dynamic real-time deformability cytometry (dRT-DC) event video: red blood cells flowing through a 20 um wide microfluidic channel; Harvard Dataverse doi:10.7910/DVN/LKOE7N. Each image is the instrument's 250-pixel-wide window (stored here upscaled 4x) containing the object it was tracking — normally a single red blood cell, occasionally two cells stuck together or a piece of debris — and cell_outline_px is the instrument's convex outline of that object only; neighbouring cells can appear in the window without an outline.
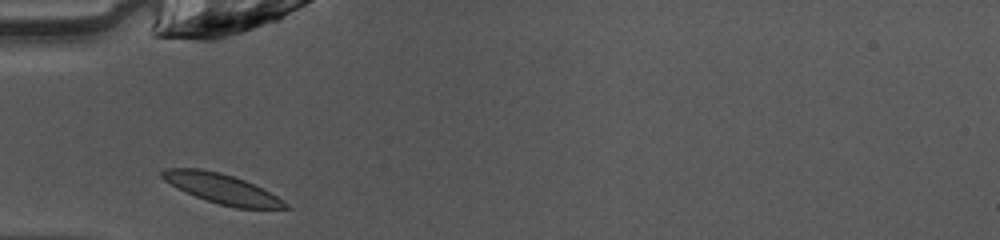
{"species": "common noctule bat (a hibernating species)", "species_latin": "Nyctalus noctula", "temperature_condition": "warm", "stored_images_in_passage": 26, "camera_frame_rate_fps": 3000, "um_per_image_px": 0.085, "animal": {"sex": "female", "body_mass_g": 10.0, "forearm_length_mm": 53.1}, "frame": {"image": 1, "passage_image": 1, "time_ms": 0.0, "image_size_px": [1000, 240], "cell_outline_px": [[292, 208], [236, 208], [220, 204], [196, 196], [164, 180], [160, 176], [160, 172], [164, 168], [200, 168], [220, 172], [244, 180], [276, 196], [288, 204]], "centroid_in_image_um": [18.84, 16.02], "position_along_channel_um": 66.2, "area_um2": 20.81}}
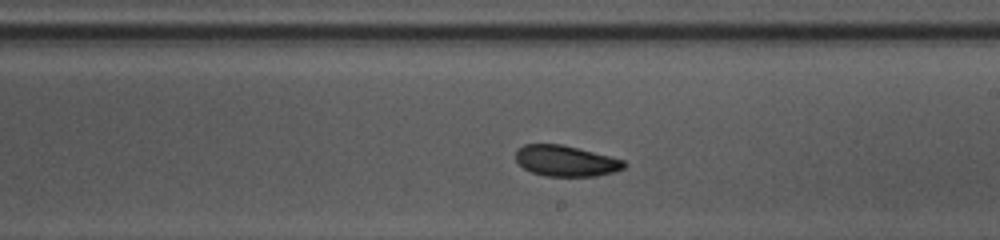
{"frame": {"image": 2, "passage_image": 14, "time_ms": 4.333, "image_size_px": [1000, 240], "cell_outline_px": [[628, 164], [624, 168], [616, 172], [596, 176], [544, 176], [532, 172], [524, 168], [516, 160], [516, 148], [524, 144], [560, 144], [624, 160]], "centroid_in_image_um": [48.09, 13.68], "position_along_channel_um": 240.9, "area_um2": 19.42}}
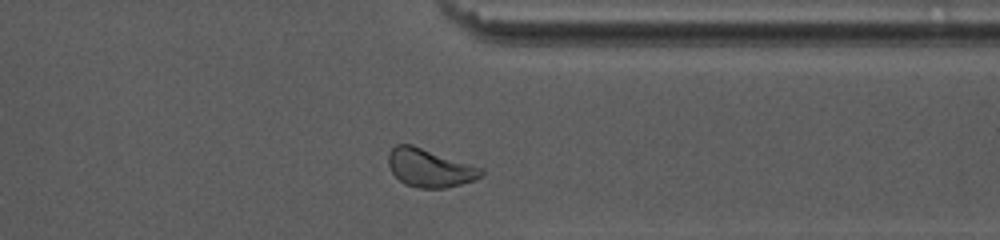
{"frame": {"image": 3, "passage_image": 24, "time_ms": 7.667, "image_size_px": [1000, 240], "cell_outline_px": [[484, 172], [480, 176], [472, 180], [460, 184], [444, 188], [416, 188], [404, 184], [392, 172], [388, 164], [388, 152], [396, 144], [412, 144], [484, 168]], "centroid_in_image_um": [36.5, 14.26], "position_along_channel_um": 374.9, "area_um2": 20.69}, "authors_computed_cell_mechanics": {"area_um2": 20.3167, "velocity_mm_per_s": 4.0559, "shape_relaxation_time_tau1_ms": 3.1255, "shape_relaxation_time_tau2_ms": 8.1676, "deformation_change_tau1": 0.0995, "deformation_change_tau2": 0.0962}}